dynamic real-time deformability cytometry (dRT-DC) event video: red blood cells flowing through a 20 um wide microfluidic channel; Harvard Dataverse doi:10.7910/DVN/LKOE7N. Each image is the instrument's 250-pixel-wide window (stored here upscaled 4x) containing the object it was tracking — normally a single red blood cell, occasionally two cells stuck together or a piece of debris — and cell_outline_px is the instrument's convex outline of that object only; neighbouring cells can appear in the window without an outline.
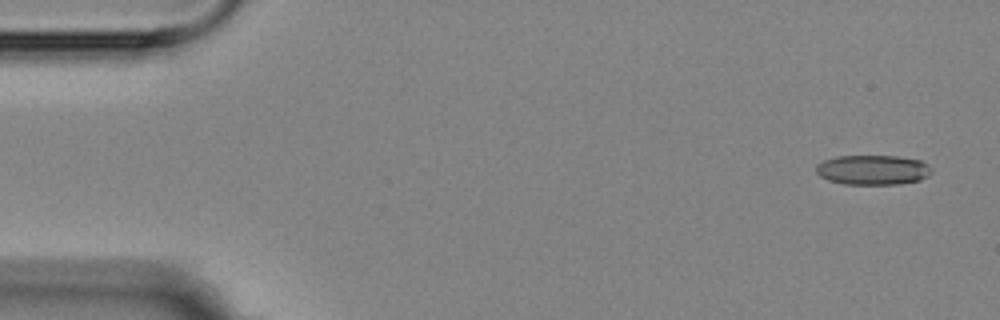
{"species": "Egyptian fruit bat (a non-hibernating species)", "species_latin": "Rousettus aegyptiacus", "temperature_condition": "room temperature", "stored_images_in_passage": 6, "camera_frame_rate_fps": 3000, "um_per_image_px": 0.085, "animal": {"sex": "female"}, "frame": {"image": 1, "passage_image": 1, "time_ms": 0.0, "image_size_px": [1000, 320], "cell_outline_px": [[932, 172], [928, 176], [920, 180], [900, 184], [844, 184], [828, 180], [820, 176], [816, 172], [816, 164], [824, 160], [836, 156], [896, 156], [920, 160], [928, 164], [932, 168]], "centroid_in_image_um": [74.2, 14.44], "position_along_channel_um": 10.8, "area_um2": 20.17}}
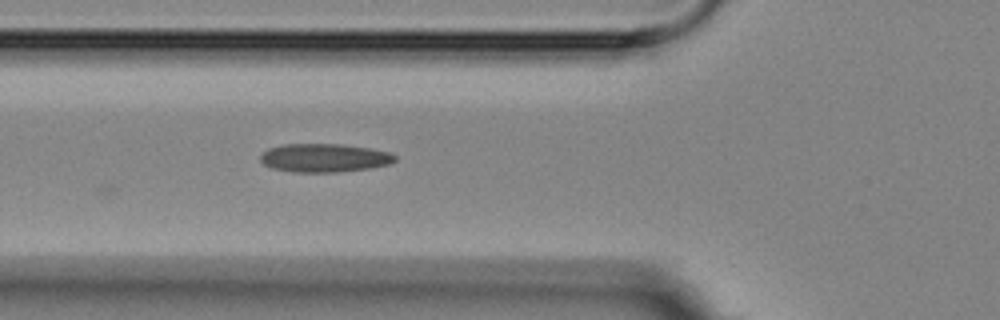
{"frame": {"image": 2, "passage_image": 6, "time_ms": 5.667, "image_size_px": [1000, 320], "cell_outline_px": [[396, 160], [388, 164], [368, 168], [336, 172], [296, 172], [272, 168], [264, 164], [260, 160], [260, 156], [268, 148], [284, 144], [340, 144], [368, 148], [392, 152], [396, 156]], "centroid_in_image_um": [27.56, 13.41], "position_along_channel_um": 98.2, "area_um2": 22.2}}